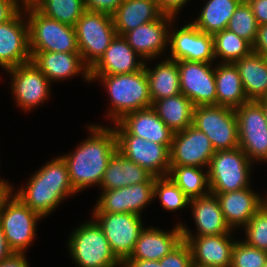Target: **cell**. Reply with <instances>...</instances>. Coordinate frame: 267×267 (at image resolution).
Wrapping results in <instances>:
<instances>
[{"label": "cell", "mask_w": 267, "mask_h": 267, "mask_svg": "<svg viewBox=\"0 0 267 267\" xmlns=\"http://www.w3.org/2000/svg\"><path fill=\"white\" fill-rule=\"evenodd\" d=\"M122 267H161L159 260L127 259Z\"/></svg>", "instance_id": "cell-48"}, {"label": "cell", "mask_w": 267, "mask_h": 267, "mask_svg": "<svg viewBox=\"0 0 267 267\" xmlns=\"http://www.w3.org/2000/svg\"><path fill=\"white\" fill-rule=\"evenodd\" d=\"M117 150L128 160L145 168L155 177H165L170 170V150L162 144L129 134L118 122L113 123Z\"/></svg>", "instance_id": "cell-10"}, {"label": "cell", "mask_w": 267, "mask_h": 267, "mask_svg": "<svg viewBox=\"0 0 267 267\" xmlns=\"http://www.w3.org/2000/svg\"><path fill=\"white\" fill-rule=\"evenodd\" d=\"M68 238L70 257L79 267H122L97 222L91 220L73 229Z\"/></svg>", "instance_id": "cell-6"}, {"label": "cell", "mask_w": 267, "mask_h": 267, "mask_svg": "<svg viewBox=\"0 0 267 267\" xmlns=\"http://www.w3.org/2000/svg\"><path fill=\"white\" fill-rule=\"evenodd\" d=\"M174 19L171 15L163 14L159 19L126 32L123 37L142 60L148 62V59L159 58L166 50L169 28L175 22Z\"/></svg>", "instance_id": "cell-20"}, {"label": "cell", "mask_w": 267, "mask_h": 267, "mask_svg": "<svg viewBox=\"0 0 267 267\" xmlns=\"http://www.w3.org/2000/svg\"><path fill=\"white\" fill-rule=\"evenodd\" d=\"M242 0H207L199 16L191 22L203 33L214 35L227 28L235 9Z\"/></svg>", "instance_id": "cell-33"}, {"label": "cell", "mask_w": 267, "mask_h": 267, "mask_svg": "<svg viewBox=\"0 0 267 267\" xmlns=\"http://www.w3.org/2000/svg\"><path fill=\"white\" fill-rule=\"evenodd\" d=\"M258 101L262 104V107H263V110L265 113V117H266V122H267V97H264Z\"/></svg>", "instance_id": "cell-51"}, {"label": "cell", "mask_w": 267, "mask_h": 267, "mask_svg": "<svg viewBox=\"0 0 267 267\" xmlns=\"http://www.w3.org/2000/svg\"><path fill=\"white\" fill-rule=\"evenodd\" d=\"M175 226L170 232L157 227H145L129 259L160 260L169 254L183 240L180 223Z\"/></svg>", "instance_id": "cell-25"}, {"label": "cell", "mask_w": 267, "mask_h": 267, "mask_svg": "<svg viewBox=\"0 0 267 267\" xmlns=\"http://www.w3.org/2000/svg\"><path fill=\"white\" fill-rule=\"evenodd\" d=\"M242 229L245 230L244 241L248 245L267 251V202Z\"/></svg>", "instance_id": "cell-39"}, {"label": "cell", "mask_w": 267, "mask_h": 267, "mask_svg": "<svg viewBox=\"0 0 267 267\" xmlns=\"http://www.w3.org/2000/svg\"><path fill=\"white\" fill-rule=\"evenodd\" d=\"M74 28L82 60L91 69L117 35L112 15L85 11Z\"/></svg>", "instance_id": "cell-8"}, {"label": "cell", "mask_w": 267, "mask_h": 267, "mask_svg": "<svg viewBox=\"0 0 267 267\" xmlns=\"http://www.w3.org/2000/svg\"><path fill=\"white\" fill-rule=\"evenodd\" d=\"M153 197L159 198L162 207L168 211H177L190 205V199L168 176L155 177Z\"/></svg>", "instance_id": "cell-37"}, {"label": "cell", "mask_w": 267, "mask_h": 267, "mask_svg": "<svg viewBox=\"0 0 267 267\" xmlns=\"http://www.w3.org/2000/svg\"><path fill=\"white\" fill-rule=\"evenodd\" d=\"M179 223L182 238L190 247L194 267H231L235 244L231 232L223 235L193 236L188 226Z\"/></svg>", "instance_id": "cell-14"}, {"label": "cell", "mask_w": 267, "mask_h": 267, "mask_svg": "<svg viewBox=\"0 0 267 267\" xmlns=\"http://www.w3.org/2000/svg\"><path fill=\"white\" fill-rule=\"evenodd\" d=\"M25 185L19 186L15 195L42 217L51 214L66 197L77 193L70 183L67 165L61 156L38 169Z\"/></svg>", "instance_id": "cell-2"}, {"label": "cell", "mask_w": 267, "mask_h": 267, "mask_svg": "<svg viewBox=\"0 0 267 267\" xmlns=\"http://www.w3.org/2000/svg\"><path fill=\"white\" fill-rule=\"evenodd\" d=\"M212 194L216 195L224 220L231 230L237 227H244L252 216L267 202V196H262V198L257 192L252 190V187Z\"/></svg>", "instance_id": "cell-21"}, {"label": "cell", "mask_w": 267, "mask_h": 267, "mask_svg": "<svg viewBox=\"0 0 267 267\" xmlns=\"http://www.w3.org/2000/svg\"><path fill=\"white\" fill-rule=\"evenodd\" d=\"M4 180L2 178H0V198L1 196L10 188V183H8L9 181Z\"/></svg>", "instance_id": "cell-50"}, {"label": "cell", "mask_w": 267, "mask_h": 267, "mask_svg": "<svg viewBox=\"0 0 267 267\" xmlns=\"http://www.w3.org/2000/svg\"><path fill=\"white\" fill-rule=\"evenodd\" d=\"M191 206V207H190ZM189 208L197 229L194 236L223 235L233 230L226 224L215 194L190 199Z\"/></svg>", "instance_id": "cell-27"}, {"label": "cell", "mask_w": 267, "mask_h": 267, "mask_svg": "<svg viewBox=\"0 0 267 267\" xmlns=\"http://www.w3.org/2000/svg\"><path fill=\"white\" fill-rule=\"evenodd\" d=\"M190 0H156L160 10L167 15L177 17V13L181 11V8L187 4Z\"/></svg>", "instance_id": "cell-44"}, {"label": "cell", "mask_w": 267, "mask_h": 267, "mask_svg": "<svg viewBox=\"0 0 267 267\" xmlns=\"http://www.w3.org/2000/svg\"><path fill=\"white\" fill-rule=\"evenodd\" d=\"M267 251L248 245L245 241H235L231 267H264Z\"/></svg>", "instance_id": "cell-40"}, {"label": "cell", "mask_w": 267, "mask_h": 267, "mask_svg": "<svg viewBox=\"0 0 267 267\" xmlns=\"http://www.w3.org/2000/svg\"><path fill=\"white\" fill-rule=\"evenodd\" d=\"M159 261L161 267H194L191 250L185 240Z\"/></svg>", "instance_id": "cell-41"}, {"label": "cell", "mask_w": 267, "mask_h": 267, "mask_svg": "<svg viewBox=\"0 0 267 267\" xmlns=\"http://www.w3.org/2000/svg\"><path fill=\"white\" fill-rule=\"evenodd\" d=\"M6 71L11 76L12 97L23 111H31L49 99L52 82L32 61Z\"/></svg>", "instance_id": "cell-13"}, {"label": "cell", "mask_w": 267, "mask_h": 267, "mask_svg": "<svg viewBox=\"0 0 267 267\" xmlns=\"http://www.w3.org/2000/svg\"><path fill=\"white\" fill-rule=\"evenodd\" d=\"M92 215L108 240L113 255L123 264L129 259L144 229L142 216L108 212H92Z\"/></svg>", "instance_id": "cell-11"}, {"label": "cell", "mask_w": 267, "mask_h": 267, "mask_svg": "<svg viewBox=\"0 0 267 267\" xmlns=\"http://www.w3.org/2000/svg\"><path fill=\"white\" fill-rule=\"evenodd\" d=\"M252 52L261 54L267 58V24L258 26L256 40L252 45Z\"/></svg>", "instance_id": "cell-45"}, {"label": "cell", "mask_w": 267, "mask_h": 267, "mask_svg": "<svg viewBox=\"0 0 267 267\" xmlns=\"http://www.w3.org/2000/svg\"><path fill=\"white\" fill-rule=\"evenodd\" d=\"M22 11L23 8L11 20L0 24V67L4 70L31 61L29 28Z\"/></svg>", "instance_id": "cell-18"}, {"label": "cell", "mask_w": 267, "mask_h": 267, "mask_svg": "<svg viewBox=\"0 0 267 267\" xmlns=\"http://www.w3.org/2000/svg\"><path fill=\"white\" fill-rule=\"evenodd\" d=\"M31 61L52 83L81 74L90 83V69L80 52H31Z\"/></svg>", "instance_id": "cell-22"}, {"label": "cell", "mask_w": 267, "mask_h": 267, "mask_svg": "<svg viewBox=\"0 0 267 267\" xmlns=\"http://www.w3.org/2000/svg\"><path fill=\"white\" fill-rule=\"evenodd\" d=\"M12 186L0 198V227L9 249L15 254H26L36 237L37 222L43 217L13 195Z\"/></svg>", "instance_id": "cell-4"}, {"label": "cell", "mask_w": 267, "mask_h": 267, "mask_svg": "<svg viewBox=\"0 0 267 267\" xmlns=\"http://www.w3.org/2000/svg\"><path fill=\"white\" fill-rule=\"evenodd\" d=\"M189 198H197L210 193L208 169L194 166H170L167 175Z\"/></svg>", "instance_id": "cell-34"}, {"label": "cell", "mask_w": 267, "mask_h": 267, "mask_svg": "<svg viewBox=\"0 0 267 267\" xmlns=\"http://www.w3.org/2000/svg\"><path fill=\"white\" fill-rule=\"evenodd\" d=\"M143 182H155V176L145 168L125 158L117 150L109 159L100 189H119Z\"/></svg>", "instance_id": "cell-26"}, {"label": "cell", "mask_w": 267, "mask_h": 267, "mask_svg": "<svg viewBox=\"0 0 267 267\" xmlns=\"http://www.w3.org/2000/svg\"><path fill=\"white\" fill-rule=\"evenodd\" d=\"M144 64L145 61L133 50L126 39L116 35L103 56L90 69V75L134 73L140 71Z\"/></svg>", "instance_id": "cell-23"}, {"label": "cell", "mask_w": 267, "mask_h": 267, "mask_svg": "<svg viewBox=\"0 0 267 267\" xmlns=\"http://www.w3.org/2000/svg\"><path fill=\"white\" fill-rule=\"evenodd\" d=\"M0 267H29L25 254L13 253L9 258L0 262Z\"/></svg>", "instance_id": "cell-47"}, {"label": "cell", "mask_w": 267, "mask_h": 267, "mask_svg": "<svg viewBox=\"0 0 267 267\" xmlns=\"http://www.w3.org/2000/svg\"><path fill=\"white\" fill-rule=\"evenodd\" d=\"M163 14L156 0H123L112 14V19L117 35L123 36L140 25L159 19Z\"/></svg>", "instance_id": "cell-28"}, {"label": "cell", "mask_w": 267, "mask_h": 267, "mask_svg": "<svg viewBox=\"0 0 267 267\" xmlns=\"http://www.w3.org/2000/svg\"><path fill=\"white\" fill-rule=\"evenodd\" d=\"M169 29L170 59L214 63L213 35L203 33L190 22L178 30Z\"/></svg>", "instance_id": "cell-17"}, {"label": "cell", "mask_w": 267, "mask_h": 267, "mask_svg": "<svg viewBox=\"0 0 267 267\" xmlns=\"http://www.w3.org/2000/svg\"><path fill=\"white\" fill-rule=\"evenodd\" d=\"M240 147L215 151L208 166L210 193H226L251 187L252 164Z\"/></svg>", "instance_id": "cell-7"}, {"label": "cell", "mask_w": 267, "mask_h": 267, "mask_svg": "<svg viewBox=\"0 0 267 267\" xmlns=\"http://www.w3.org/2000/svg\"><path fill=\"white\" fill-rule=\"evenodd\" d=\"M13 252L9 249L3 230L0 227V262L9 258Z\"/></svg>", "instance_id": "cell-49"}, {"label": "cell", "mask_w": 267, "mask_h": 267, "mask_svg": "<svg viewBox=\"0 0 267 267\" xmlns=\"http://www.w3.org/2000/svg\"><path fill=\"white\" fill-rule=\"evenodd\" d=\"M258 25L267 24V0H246Z\"/></svg>", "instance_id": "cell-46"}, {"label": "cell", "mask_w": 267, "mask_h": 267, "mask_svg": "<svg viewBox=\"0 0 267 267\" xmlns=\"http://www.w3.org/2000/svg\"><path fill=\"white\" fill-rule=\"evenodd\" d=\"M215 66L216 105L236 109L248 102L235 64L220 62Z\"/></svg>", "instance_id": "cell-29"}, {"label": "cell", "mask_w": 267, "mask_h": 267, "mask_svg": "<svg viewBox=\"0 0 267 267\" xmlns=\"http://www.w3.org/2000/svg\"><path fill=\"white\" fill-rule=\"evenodd\" d=\"M31 4L43 15L73 27L86 11L84 0H35Z\"/></svg>", "instance_id": "cell-35"}, {"label": "cell", "mask_w": 267, "mask_h": 267, "mask_svg": "<svg viewBox=\"0 0 267 267\" xmlns=\"http://www.w3.org/2000/svg\"><path fill=\"white\" fill-rule=\"evenodd\" d=\"M238 123L239 147L250 161L267 162V122L262 104L249 100L234 109Z\"/></svg>", "instance_id": "cell-12"}, {"label": "cell", "mask_w": 267, "mask_h": 267, "mask_svg": "<svg viewBox=\"0 0 267 267\" xmlns=\"http://www.w3.org/2000/svg\"><path fill=\"white\" fill-rule=\"evenodd\" d=\"M192 125L207 135L215 151L239 147L237 116L232 108L196 106Z\"/></svg>", "instance_id": "cell-9"}, {"label": "cell", "mask_w": 267, "mask_h": 267, "mask_svg": "<svg viewBox=\"0 0 267 267\" xmlns=\"http://www.w3.org/2000/svg\"><path fill=\"white\" fill-rule=\"evenodd\" d=\"M91 82L99 80L108 92L110 122L119 121L125 114L150 108L149 81L145 67L134 73L116 75H90Z\"/></svg>", "instance_id": "cell-3"}, {"label": "cell", "mask_w": 267, "mask_h": 267, "mask_svg": "<svg viewBox=\"0 0 267 267\" xmlns=\"http://www.w3.org/2000/svg\"><path fill=\"white\" fill-rule=\"evenodd\" d=\"M20 0H0V24L11 20L23 7Z\"/></svg>", "instance_id": "cell-43"}, {"label": "cell", "mask_w": 267, "mask_h": 267, "mask_svg": "<svg viewBox=\"0 0 267 267\" xmlns=\"http://www.w3.org/2000/svg\"><path fill=\"white\" fill-rule=\"evenodd\" d=\"M164 61L155 64L154 68L144 67L149 81V94L152 102L181 93L178 61L166 57Z\"/></svg>", "instance_id": "cell-31"}, {"label": "cell", "mask_w": 267, "mask_h": 267, "mask_svg": "<svg viewBox=\"0 0 267 267\" xmlns=\"http://www.w3.org/2000/svg\"><path fill=\"white\" fill-rule=\"evenodd\" d=\"M211 64L213 63L178 61L181 93L195 107L216 105L215 73Z\"/></svg>", "instance_id": "cell-16"}, {"label": "cell", "mask_w": 267, "mask_h": 267, "mask_svg": "<svg viewBox=\"0 0 267 267\" xmlns=\"http://www.w3.org/2000/svg\"><path fill=\"white\" fill-rule=\"evenodd\" d=\"M154 183L143 182L119 189L102 190L93 212L132 213L141 216L154 197Z\"/></svg>", "instance_id": "cell-19"}, {"label": "cell", "mask_w": 267, "mask_h": 267, "mask_svg": "<svg viewBox=\"0 0 267 267\" xmlns=\"http://www.w3.org/2000/svg\"><path fill=\"white\" fill-rule=\"evenodd\" d=\"M152 109L174 133L193 123L194 104L182 93L152 102Z\"/></svg>", "instance_id": "cell-32"}, {"label": "cell", "mask_w": 267, "mask_h": 267, "mask_svg": "<svg viewBox=\"0 0 267 267\" xmlns=\"http://www.w3.org/2000/svg\"><path fill=\"white\" fill-rule=\"evenodd\" d=\"M248 100L267 97V58L251 52L234 62Z\"/></svg>", "instance_id": "cell-30"}, {"label": "cell", "mask_w": 267, "mask_h": 267, "mask_svg": "<svg viewBox=\"0 0 267 267\" xmlns=\"http://www.w3.org/2000/svg\"><path fill=\"white\" fill-rule=\"evenodd\" d=\"M29 28L30 52H79L75 28L40 13L24 4Z\"/></svg>", "instance_id": "cell-5"}, {"label": "cell", "mask_w": 267, "mask_h": 267, "mask_svg": "<svg viewBox=\"0 0 267 267\" xmlns=\"http://www.w3.org/2000/svg\"><path fill=\"white\" fill-rule=\"evenodd\" d=\"M214 153L215 149L207 135L190 125L185 130L174 133L170 149V166L208 169Z\"/></svg>", "instance_id": "cell-15"}, {"label": "cell", "mask_w": 267, "mask_h": 267, "mask_svg": "<svg viewBox=\"0 0 267 267\" xmlns=\"http://www.w3.org/2000/svg\"><path fill=\"white\" fill-rule=\"evenodd\" d=\"M112 127L89 124V137L77 144L73 152L61 156L77 194L88 187L100 186L109 159L117 151L116 133Z\"/></svg>", "instance_id": "cell-1"}, {"label": "cell", "mask_w": 267, "mask_h": 267, "mask_svg": "<svg viewBox=\"0 0 267 267\" xmlns=\"http://www.w3.org/2000/svg\"><path fill=\"white\" fill-rule=\"evenodd\" d=\"M214 57L234 63L252 52V45L227 28L213 35ZM220 57V58H219Z\"/></svg>", "instance_id": "cell-36"}, {"label": "cell", "mask_w": 267, "mask_h": 267, "mask_svg": "<svg viewBox=\"0 0 267 267\" xmlns=\"http://www.w3.org/2000/svg\"><path fill=\"white\" fill-rule=\"evenodd\" d=\"M258 26L248 2L242 0L229 20L227 29L253 45L256 40Z\"/></svg>", "instance_id": "cell-38"}, {"label": "cell", "mask_w": 267, "mask_h": 267, "mask_svg": "<svg viewBox=\"0 0 267 267\" xmlns=\"http://www.w3.org/2000/svg\"><path fill=\"white\" fill-rule=\"evenodd\" d=\"M123 0H84L85 10L112 15Z\"/></svg>", "instance_id": "cell-42"}, {"label": "cell", "mask_w": 267, "mask_h": 267, "mask_svg": "<svg viewBox=\"0 0 267 267\" xmlns=\"http://www.w3.org/2000/svg\"><path fill=\"white\" fill-rule=\"evenodd\" d=\"M117 122L129 134L171 149L174 132L158 117L152 107L127 113Z\"/></svg>", "instance_id": "cell-24"}, {"label": "cell", "mask_w": 267, "mask_h": 267, "mask_svg": "<svg viewBox=\"0 0 267 267\" xmlns=\"http://www.w3.org/2000/svg\"><path fill=\"white\" fill-rule=\"evenodd\" d=\"M33 1L35 0H20V2L24 5V4H31Z\"/></svg>", "instance_id": "cell-52"}]
</instances>
